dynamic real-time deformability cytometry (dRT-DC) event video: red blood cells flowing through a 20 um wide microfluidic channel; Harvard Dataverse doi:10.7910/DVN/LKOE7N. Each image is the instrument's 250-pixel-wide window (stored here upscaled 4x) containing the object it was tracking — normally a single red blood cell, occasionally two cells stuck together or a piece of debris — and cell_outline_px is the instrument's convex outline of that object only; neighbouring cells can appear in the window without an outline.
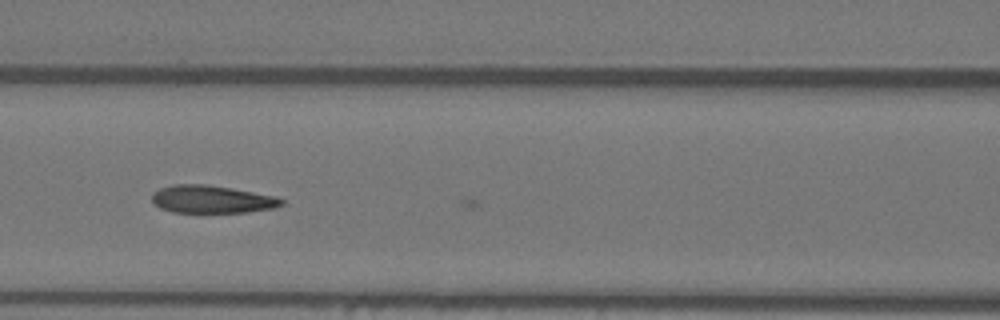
{"species": "Egyptian fruit bat (a non-hibernating species)", "species_latin": "Rousettus aegyptiacus", "temperature_condition": "warm", "stored_images_in_passage": 8, "camera_frame_rate_fps": 3000, "um_per_image_px": 0.085, "animal": {"sex": "female"}, "frame": {"image": 1, "passage_image": 7, "time_ms": 2.0, "image_size_px": [1000, 320], "cell_outline_px": [[284, 204], [272, 208], [248, 212], [172, 212], [160, 208], [152, 204], [152, 192], [160, 188], [172, 184], [204, 184], [232, 188], [276, 196], [284, 200]], "centroid_in_image_um": [17.97, 16.93], "position_along_channel_um": 148.6, "area_um2": 21.04}}